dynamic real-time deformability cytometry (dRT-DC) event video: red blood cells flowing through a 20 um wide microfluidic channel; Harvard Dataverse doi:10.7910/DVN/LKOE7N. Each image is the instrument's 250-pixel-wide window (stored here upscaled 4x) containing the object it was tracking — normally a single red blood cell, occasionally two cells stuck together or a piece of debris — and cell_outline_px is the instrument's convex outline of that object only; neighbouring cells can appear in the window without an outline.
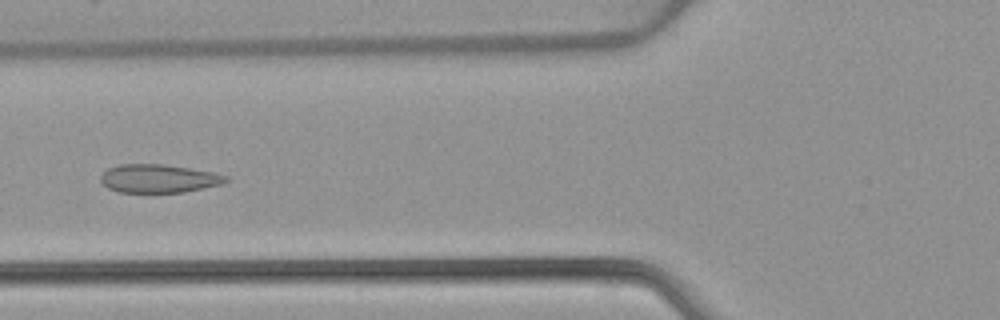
{"species": "common noctule bat (a hibernating species)", "species_latin": "Nyctalus noctula", "temperature_condition": "warm", "stored_images_in_passage": 53, "camera_frame_rate_fps": 3000, "um_per_image_px": 0.085, "animal": {"sex": "female", "body_mass_g": 22.7, "forearm_length_mm": 54.2}, "frame": {"image": 1, "passage_image": 21, "time_ms": 6.667, "image_size_px": [1000, 320], "cell_outline_px": [[228, 180], [220, 184], [204, 188], [184, 192], [120, 192], [108, 188], [100, 180], [100, 176], [108, 168], [120, 164], [164, 164], [212, 172], [228, 176]], "centroid_in_image_um": [13.47, 15.17], "position_along_channel_um": 112.3, "area_um2": 20.52}}
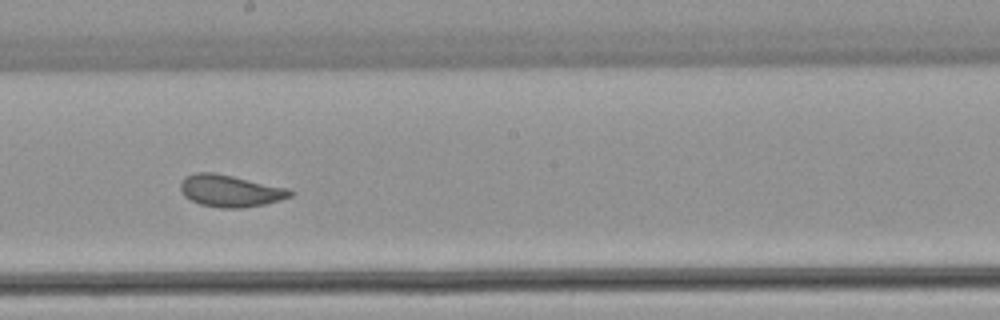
{"frame": {"image": 2, "passage_image": 30, "time_ms": 9.667, "image_size_px": [1000, 320], "cell_outline_px": [[296, 192], [292, 196], [280, 200], [264, 204], [240, 208], [220, 208], [200, 204], [184, 196], [180, 192], [180, 180], [184, 176], [196, 172], [212, 172], [292, 188]], "centroid_in_image_um": [19.59, 16.21], "position_along_channel_um": 228.6, "area_um2": 20.75}}
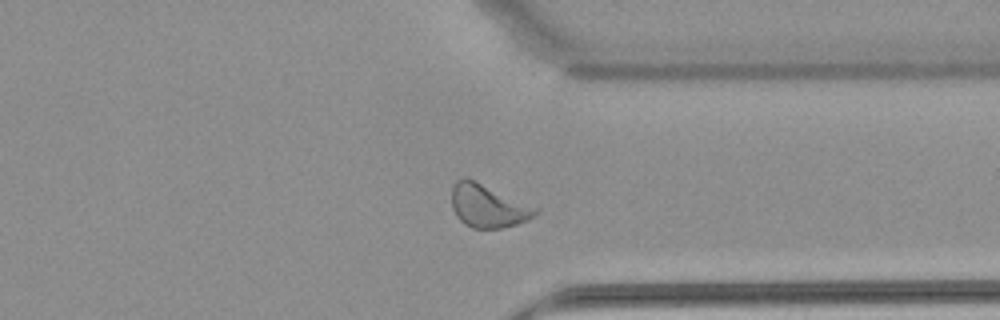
{"frame": {"image": 3, "passage_image": 41, "time_ms": 13.333, "image_size_px": [1000, 320], "cell_outline_px": [[540, 212], [528, 220], [516, 224], [500, 228], [472, 228], [464, 224], [456, 216], [452, 208], [452, 184], [456, 180], [472, 180], [540, 208]], "centroid_in_image_um": [41.5, 17.54], "position_along_channel_um": 369.9, "area_um2": 20.75}, "authors_computed_cell_mechanics": {"area_um2": 21.7328, "velocity_mm_per_s": 3.8888, "shape_relaxation_time_tau1_ms": 8.3003, "shape_relaxation_time_tau2_ms": 1.0138, "deformation_change_tau1": 0.1606, "deformation_change_tau2": 0.057}}